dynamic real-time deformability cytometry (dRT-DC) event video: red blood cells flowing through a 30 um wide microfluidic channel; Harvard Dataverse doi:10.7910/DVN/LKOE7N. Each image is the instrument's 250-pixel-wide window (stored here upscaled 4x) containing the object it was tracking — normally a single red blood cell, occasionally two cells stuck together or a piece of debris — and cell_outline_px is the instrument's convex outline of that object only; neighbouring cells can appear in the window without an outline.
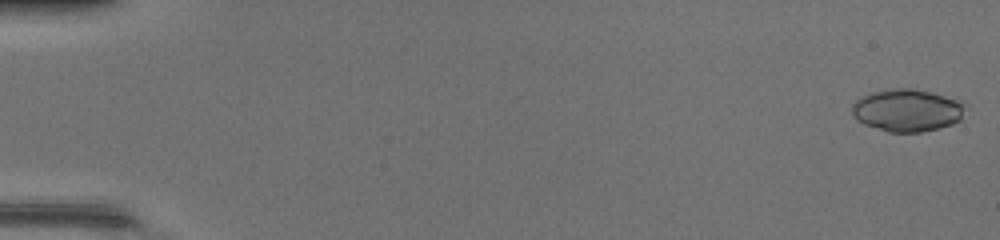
{"species": "common noctule bat (a hibernating species)", "species_latin": "Nyctalus noctula", "temperature_condition": "warm", "stored_images_in_passage": 48, "camera_frame_rate_fps": 3000, "um_per_image_px": 0.085, "animal": {"sex": "female", "body_mass_g": 17.0, "forearm_length_mm": 48.0}, "frame": {"image": 1, "passage_image": 1, "time_ms": 0.0, "image_size_px": [1000, 240], "cell_outline_px": [[968, 108], [960, 120], [952, 124], [940, 128], [920, 132], [888, 132], [864, 124], [856, 120], [852, 116], [852, 104], [856, 100], [872, 92], [888, 88], [912, 88], [932, 92], [956, 100]], "centroid_in_image_um": [77.1, 9.38], "position_along_channel_um": 7.9, "area_um2": 28.15}}
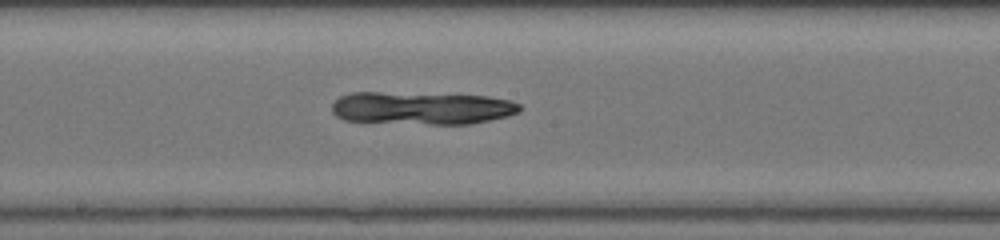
{"frame": {"image": 2, "passage_image": 27, "time_ms": 8.667, "image_size_px": [1000, 240], "cell_outline_px": [[520, 112], [508, 116], [472, 124], [432, 124], [344, 120], [336, 116], [332, 112], [332, 104], [340, 96], [352, 92], [380, 92], [488, 96], [508, 100], [520, 104]], "centroid_in_image_um": [35.85, 9.18], "position_along_channel_um": 212.3, "area_um2": 35.72}}
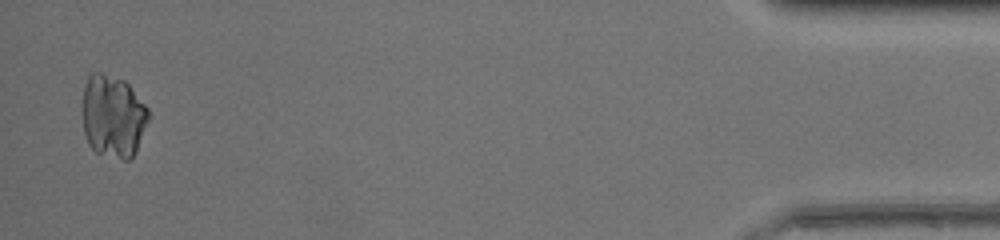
{"frame": {"image": 3, "passage_image": 47, "time_ms": 15.333, "image_size_px": [1000, 240], "cell_outline_px": [[148, 120], [136, 152], [128, 160], [124, 160], [96, 152], [88, 144], [84, 132], [80, 108], [84, 84], [88, 76], [92, 72], [100, 72], [124, 80], [128, 84], [148, 108]], "centroid_in_image_um": [9.55, 9.86], "position_along_channel_um": 425.6, "area_um2": 32.19}}